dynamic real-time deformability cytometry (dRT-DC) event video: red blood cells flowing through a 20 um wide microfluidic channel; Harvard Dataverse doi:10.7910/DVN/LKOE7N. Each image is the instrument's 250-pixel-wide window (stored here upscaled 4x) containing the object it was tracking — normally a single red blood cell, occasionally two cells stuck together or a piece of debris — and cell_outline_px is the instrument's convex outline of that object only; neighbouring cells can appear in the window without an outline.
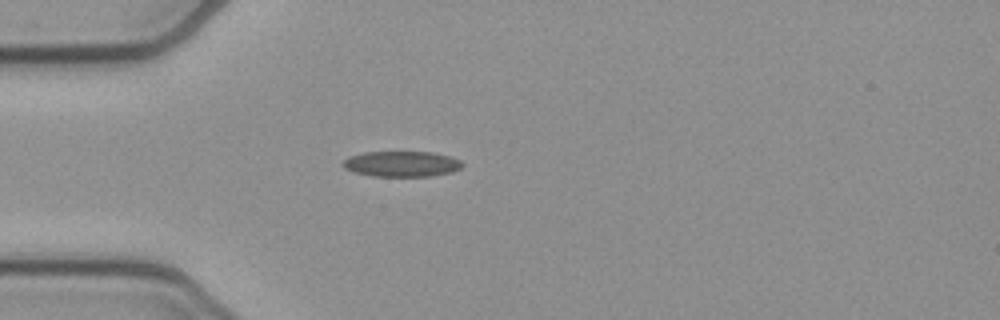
{"species": "common noctule bat (a hibernating species)", "species_latin": "Nyctalus noctula", "temperature_condition": "cold", "stored_images_in_passage": 44, "camera_frame_rate_fps": 3000, "um_per_image_px": 0.085, "animal": {"sex": "female", "body_mass_g": 21.9}, "frame": {"image": 1, "passage_image": 6, "time_ms": 1.667, "image_size_px": [1000, 320], "cell_outline_px": [[464, 164], [460, 168], [452, 172], [432, 176], [372, 176], [352, 172], [344, 168], [340, 164], [348, 156], [364, 152], [432, 152], [452, 156], [460, 160]], "centroid_in_image_um": [34.12, 13.93], "position_along_channel_um": 50.9, "area_um2": 18.03}}
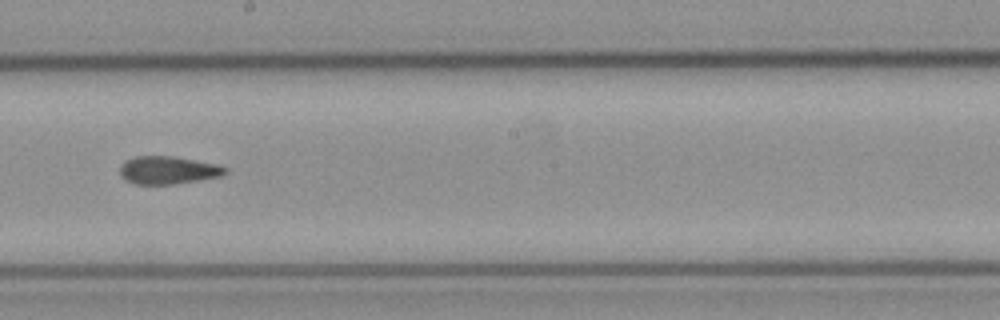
{"frame": {"image": 2, "passage_image": 21, "time_ms": 6.667, "image_size_px": [1000, 320], "cell_outline_px": [[228, 172], [220, 176], [172, 184], [136, 184], [124, 180], [120, 176], [120, 164], [124, 160], [136, 156], [172, 156], [220, 164], [228, 168]], "centroid_in_image_um": [14.26, 14.45], "position_along_channel_um": 233.9, "area_um2": 17.22}}
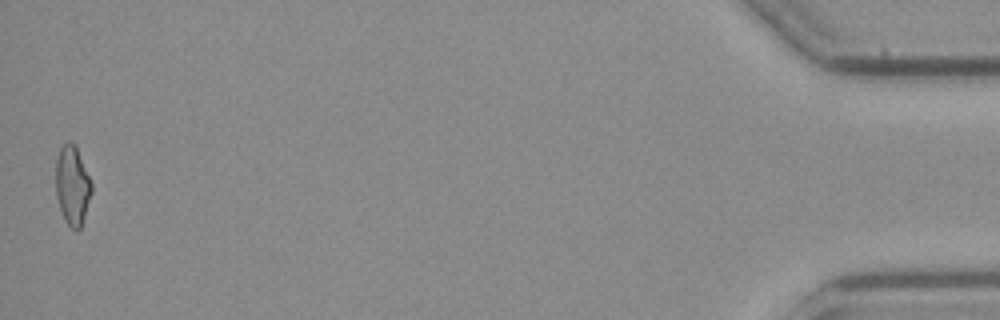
{"frame": {"image": 3, "passage_image": 44, "time_ms": 14.333, "image_size_px": [1000, 320], "cell_outline_px": [[92, 192], [80, 228], [76, 232], [64, 220], [56, 196], [56, 156], [60, 148], [68, 140], [76, 144], [92, 184]], "centroid_in_image_um": [6.14, 15.72], "position_along_channel_um": 429.1, "area_um2": 16.59}, "authors_computed_cell_mechanics": {"area_um2": 17.2533, "velocity_mm_per_s": 3.8339, "shape_relaxation_time_tau1_ms": null, "shape_relaxation_time_tau2_ms": 2.3313, "deformation_change_tau1": null, "deformation_change_tau2": 0.1022}}